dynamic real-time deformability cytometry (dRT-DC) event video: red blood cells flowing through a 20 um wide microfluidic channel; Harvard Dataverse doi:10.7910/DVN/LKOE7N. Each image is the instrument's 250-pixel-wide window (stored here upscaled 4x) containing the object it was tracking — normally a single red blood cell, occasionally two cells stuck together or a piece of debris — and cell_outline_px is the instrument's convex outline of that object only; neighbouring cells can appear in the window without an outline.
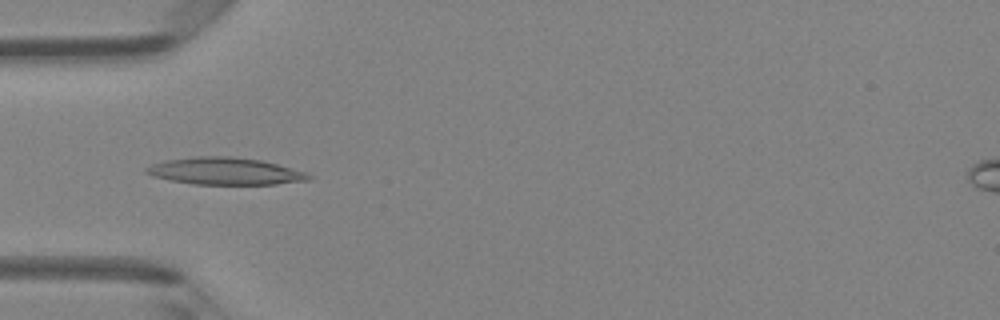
{"species": "Egyptian fruit bat (a non-hibernating species)", "species_latin": "Rousettus aegyptiacus", "temperature_condition": "room temperature", "stored_images_in_passage": 3, "camera_frame_rate_fps": 3000, "um_per_image_px": 0.085, "animal": {"sex": "female"}, "frame": {"image": 1, "passage_image": 3, "time_ms": 0.667, "image_size_px": [1000, 320], "cell_outline_px": [[312, 176], [308, 180], [276, 184], [192, 184], [168, 180], [152, 176], [144, 172], [144, 168], [152, 164], [164, 160], [196, 156], [232, 156], [260, 160], [276, 164], [304, 172]], "centroid_in_image_um": [19.04, 14.54], "position_along_channel_um": 66.0, "area_um2": 25.61}}